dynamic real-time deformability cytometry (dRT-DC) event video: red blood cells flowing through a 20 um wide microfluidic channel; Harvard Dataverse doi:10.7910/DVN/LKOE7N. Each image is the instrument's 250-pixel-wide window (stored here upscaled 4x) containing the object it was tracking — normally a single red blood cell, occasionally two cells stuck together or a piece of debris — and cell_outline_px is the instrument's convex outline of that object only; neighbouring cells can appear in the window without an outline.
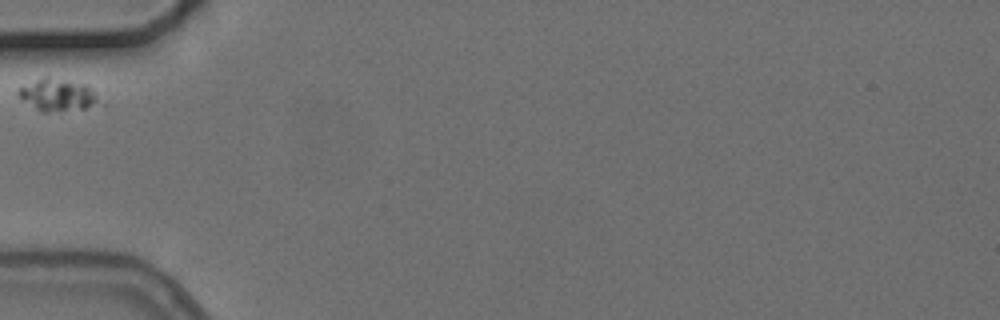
{"species": "common noctule bat (a hibernating species)", "species_latin": "Nyctalus noctula", "temperature_condition": "cold", "stored_images_in_passage": 1, "camera_frame_rate_fps": 3000, "um_per_image_px": 0.085, "animal": {"sex": "female", "body_mass_g": 24.6, "forearm_length_mm": 56.2}, "frame": {"image": 1, "passage_image": 1, "time_ms": 0.0, "image_size_px": [1000, 320], "cell_outline_px": [[96, 100], [92, 104], [84, 108], [48, 112], [40, 112], [20, 100], [16, 96], [16, 88], [44, 76], [48, 76], [88, 84], [96, 92]], "centroid_in_image_um": [4.76, 8.04], "position_along_channel_um": 80.2, "area_um2": 15.32}}